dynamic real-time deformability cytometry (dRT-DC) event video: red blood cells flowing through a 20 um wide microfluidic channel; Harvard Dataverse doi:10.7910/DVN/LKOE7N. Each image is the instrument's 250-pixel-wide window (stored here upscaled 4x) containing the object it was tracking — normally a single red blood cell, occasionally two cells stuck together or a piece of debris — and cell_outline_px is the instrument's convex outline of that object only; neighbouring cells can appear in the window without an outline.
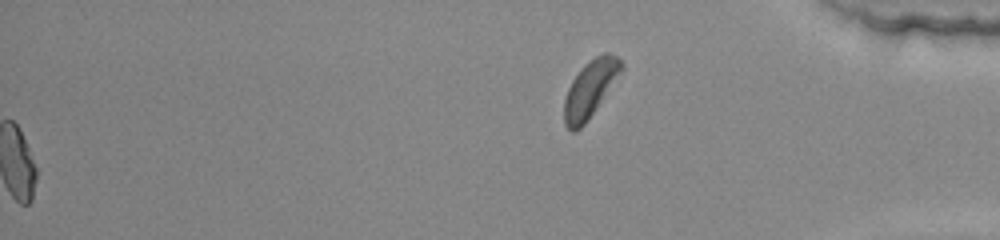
{"species": "common noctule bat (a hibernating species)", "species_latin": "Nyctalus noctula", "temperature_condition": "warm", "stored_images_in_passage": 54, "segment_of_instrument_passage": [2, 2], "camera_frame_rate_fps": 3000, "um_per_image_px": 0.085, "animal": {"sex": "female", "body_mass_g": 22.0, "forearm_length_mm": 56.7}, "frame": {"image": 1, "passage_image": 54, "time_ms": 17.667, "image_size_px": [1000, 240], "cell_outline_px": [[624, 68], [588, 120], [580, 128], [572, 132], [564, 124], [564, 100], [568, 88], [572, 80], [584, 64], [588, 60], [604, 52], [608, 52], [616, 56], [624, 64]], "centroid_in_image_um": [50.16, 7.53], "position_along_channel_um": 385.0, "area_um2": 18.79}}